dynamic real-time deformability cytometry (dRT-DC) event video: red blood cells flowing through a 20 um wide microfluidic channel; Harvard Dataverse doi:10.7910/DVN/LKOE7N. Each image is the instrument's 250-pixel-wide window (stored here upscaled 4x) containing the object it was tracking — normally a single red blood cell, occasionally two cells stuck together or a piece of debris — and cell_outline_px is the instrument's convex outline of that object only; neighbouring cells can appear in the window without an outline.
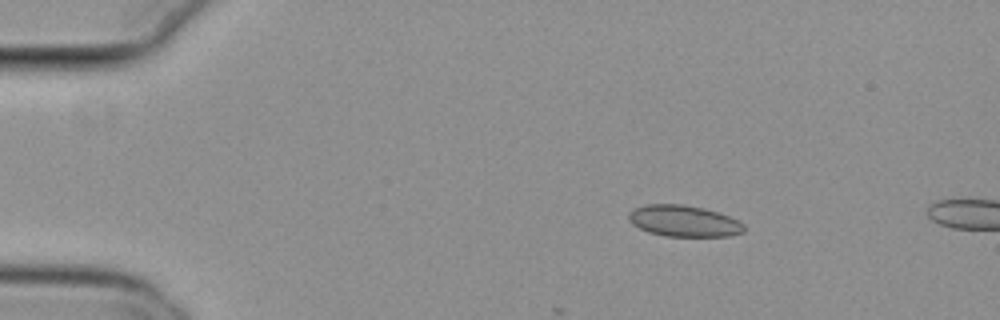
{"species": "common noctule bat (a hibernating species)", "species_latin": "Nyctalus noctula", "temperature_condition": "cold", "stored_images_in_passage": 6, "camera_frame_rate_fps": 3000, "um_per_image_px": 0.085, "animal": {"sex": "female", "body_mass_g": 29.2, "forearm_length_mm": 56.3}, "frame": {"image": 1, "passage_image": 2, "time_ms": 0.333, "image_size_px": [1000, 320], "cell_outline_px": [[744, 232], [728, 236], [664, 236], [648, 232], [632, 224], [628, 220], [628, 212], [632, 208], [648, 204], [684, 204], [704, 208], [720, 212], [744, 224]], "centroid_in_image_um": [58.09, 18.77], "position_along_channel_um": 26.9, "area_um2": 21.21}}